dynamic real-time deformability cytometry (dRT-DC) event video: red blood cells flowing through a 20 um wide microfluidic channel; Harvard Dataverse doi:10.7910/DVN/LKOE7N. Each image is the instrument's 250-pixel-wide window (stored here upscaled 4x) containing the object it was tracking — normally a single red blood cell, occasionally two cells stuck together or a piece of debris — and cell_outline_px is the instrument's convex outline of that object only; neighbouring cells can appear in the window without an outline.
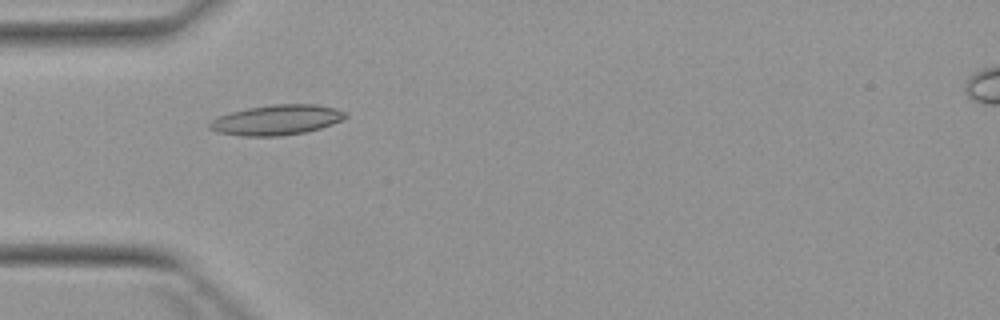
{"species": "Egyptian fruit bat (a non-hibernating species)", "species_latin": "Rousettus aegyptiacus", "temperature_condition": "warm", "stored_images_in_passage": 5, "camera_frame_rate_fps": 3000, "um_per_image_px": 0.085, "animal": {"sex": "female"}, "frame": {"image": 1, "passage_image": 4, "time_ms": 4.333, "image_size_px": [1000, 320], "cell_outline_px": [[348, 116], [332, 124], [320, 128], [304, 132], [280, 136], [244, 136], [220, 132], [208, 128], [208, 124], [212, 120], [220, 116], [232, 112], [248, 108], [272, 104], [316, 104], [336, 108], [348, 112]], "centroid_in_image_um": [23.56, 10.18], "position_along_channel_um": 61.4, "area_um2": 23.7}}
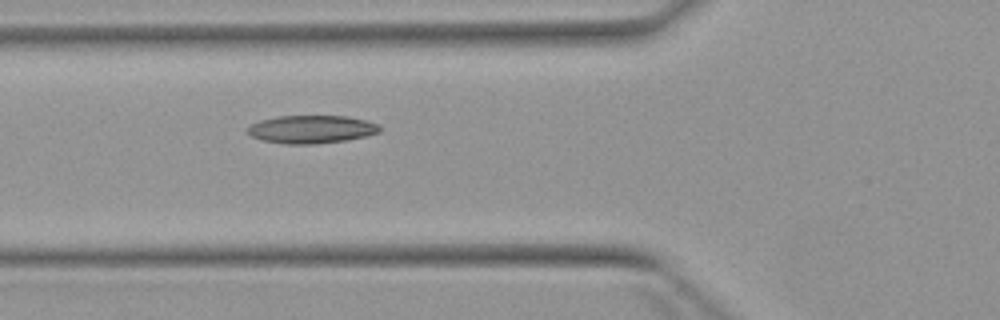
{"frame": {"image": 2, "passage_image": 5, "time_ms": 5.333, "image_size_px": [1000, 320], "cell_outline_px": [[380, 132], [348, 140], [316, 144], [284, 144], [260, 140], [244, 132], [244, 128], [260, 120], [276, 116], [348, 116], [368, 120], [380, 124]], "centroid_in_image_um": [26.44, 10.99], "position_along_channel_um": 99.4, "area_um2": 21.96}}